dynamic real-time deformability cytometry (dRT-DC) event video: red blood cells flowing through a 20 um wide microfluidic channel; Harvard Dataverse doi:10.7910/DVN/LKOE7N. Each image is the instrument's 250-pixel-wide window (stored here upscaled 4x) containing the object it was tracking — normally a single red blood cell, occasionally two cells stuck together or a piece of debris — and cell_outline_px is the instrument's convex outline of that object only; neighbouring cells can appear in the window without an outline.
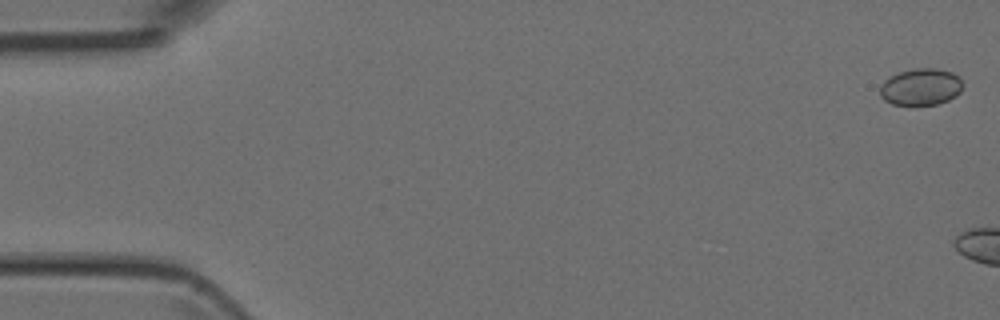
{"species": "Egyptian fruit bat (a non-hibernating species)", "species_latin": "Rousettus aegyptiacus", "temperature_condition": "room temperature", "stored_images_in_passage": 9, "camera_frame_rate_fps": 3000, "um_per_image_px": 0.085, "animal": {"sex": "female"}, "frame": {"image": 1, "passage_image": 1, "time_ms": 0.0, "image_size_px": [1000, 320], "cell_outline_px": [[964, 84], [960, 92], [956, 96], [948, 100], [936, 104], [892, 104], [884, 100], [880, 96], [880, 84], [884, 80], [900, 72], [916, 68], [936, 68], [952, 72], [960, 76]], "centroid_in_image_um": [78.3, 7.37], "position_along_channel_um": 6.7, "area_um2": 17.8}}